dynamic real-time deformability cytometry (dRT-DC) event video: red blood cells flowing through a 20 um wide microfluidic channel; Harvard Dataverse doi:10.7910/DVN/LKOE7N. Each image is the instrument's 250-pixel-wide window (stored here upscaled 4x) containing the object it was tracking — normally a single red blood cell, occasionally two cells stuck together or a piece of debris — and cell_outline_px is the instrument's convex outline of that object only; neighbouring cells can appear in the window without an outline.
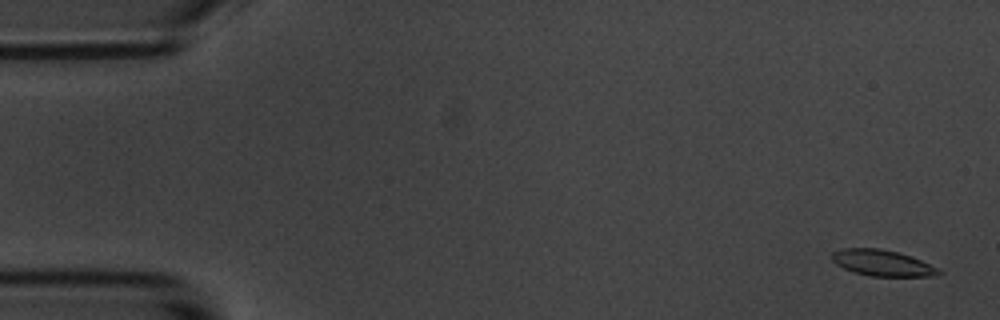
{"species": "common noctule bat (a hibernating species)", "species_latin": "Nyctalus noctula", "temperature_condition": "room temperature", "stored_images_in_passage": 56, "camera_frame_rate_fps": 3000, "um_per_image_px": 0.085, "animal": {"sex": "male", "body_mass_g": 20.1, "forearm_length_mm": 53.5}, "frame": {"image": 1, "passage_image": 2, "time_ms": 0.333, "image_size_px": [1000, 320], "cell_outline_px": [[940, 272], [932, 276], [868, 276], [852, 272], [836, 264], [832, 260], [832, 252], [840, 248], [880, 248], [900, 252], [912, 256], [940, 268]], "centroid_in_image_um": [74.98, 22.34], "position_along_channel_um": 10.0, "area_um2": 16.42}}
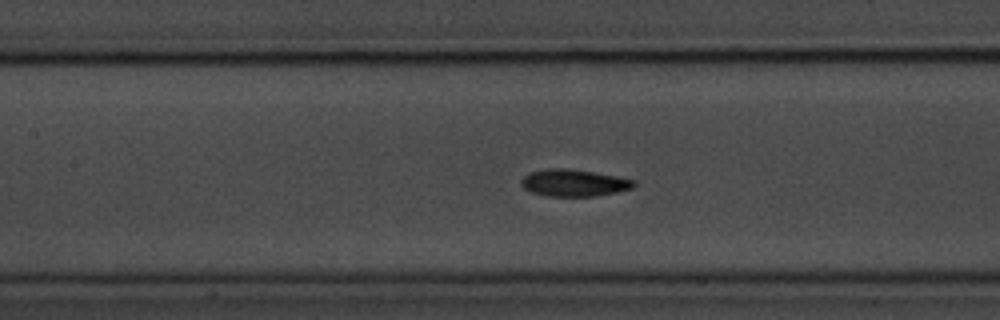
{"frame": {"image": 2, "passage_image": 25, "time_ms": 8.0, "image_size_px": [1000, 320], "cell_outline_px": [[636, 184], [632, 188], [616, 192], [596, 196], [548, 196], [532, 192], [524, 188], [520, 184], [520, 180], [528, 172], [548, 168], [568, 168], [616, 176], [636, 180]], "centroid_in_image_um": [48.76, 15.54], "position_along_channel_um": 158.6, "area_um2": 17.74}}
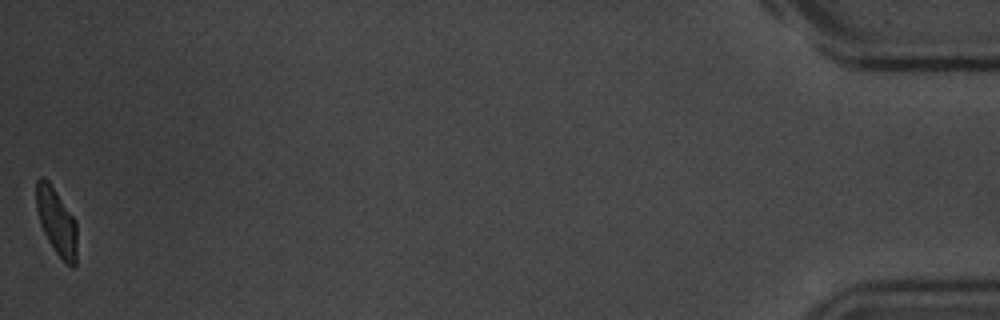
{"frame": {"image": 3, "passage_image": 56, "time_ms": 18.333, "image_size_px": [1000, 320], "cell_outline_px": [[76, 264], [72, 268], [56, 252], [48, 240], [40, 224], [36, 208], [36, 180], [40, 176], [44, 176], [48, 180], [76, 220]], "centroid_in_image_um": [4.79, 18.79], "position_along_channel_um": 430.4, "area_um2": 15.78}, "authors_computed_cell_mechanics": {"area_um2": 17.0221, "velocity_mm_per_s": 3.5784, "shape_relaxation_time_tau1_ms": 2.3973, "shape_relaxation_time_tau2_ms": 2.8567, "deformation_change_tau1": 0.1099, "deformation_change_tau2": 0.0662}}